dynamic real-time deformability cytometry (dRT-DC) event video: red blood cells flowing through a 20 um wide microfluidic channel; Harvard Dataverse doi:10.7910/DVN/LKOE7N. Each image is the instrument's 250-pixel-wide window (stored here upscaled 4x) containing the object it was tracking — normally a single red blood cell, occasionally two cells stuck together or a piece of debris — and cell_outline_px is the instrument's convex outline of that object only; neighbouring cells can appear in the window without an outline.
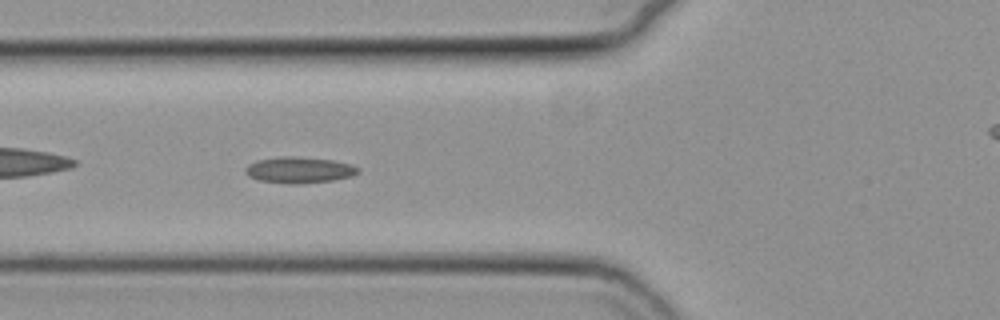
{"species": "common noctule bat (a hibernating species)", "species_latin": "Nyctalus noctula", "temperature_condition": "cold", "stored_images_in_passage": 40, "camera_frame_rate_fps": 3000, "um_per_image_px": 0.085, "animal": {"sex": "female", "body_mass_g": 19.3, "forearm_length_mm": 54.1}, "frame": {"image": 1, "passage_image": 5, "time_ms": 1.333, "image_size_px": [1000, 320], "cell_outline_px": [[360, 172], [352, 176], [332, 180], [296, 184], [288, 184], [260, 180], [248, 176], [244, 172], [244, 168], [248, 164], [256, 160], [284, 156], [292, 156], [332, 160], [352, 164], [360, 168]], "centroid_in_image_um": [25.42, 14.44], "position_along_channel_um": 100.4, "area_um2": 17.22}}
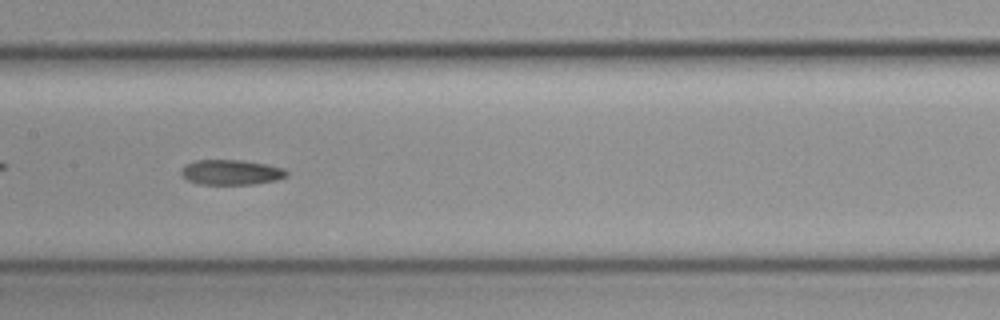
{"frame": {"image": 2, "passage_image": 12, "time_ms": 3.667, "image_size_px": [1000, 320], "cell_outline_px": [[288, 176], [276, 180], [256, 184], [200, 184], [188, 180], [180, 172], [188, 164], [196, 160], [240, 160], [264, 164], [284, 168], [288, 172]], "centroid_in_image_um": [19.7, 14.65], "position_along_channel_um": 187.7, "area_um2": 15.2}}
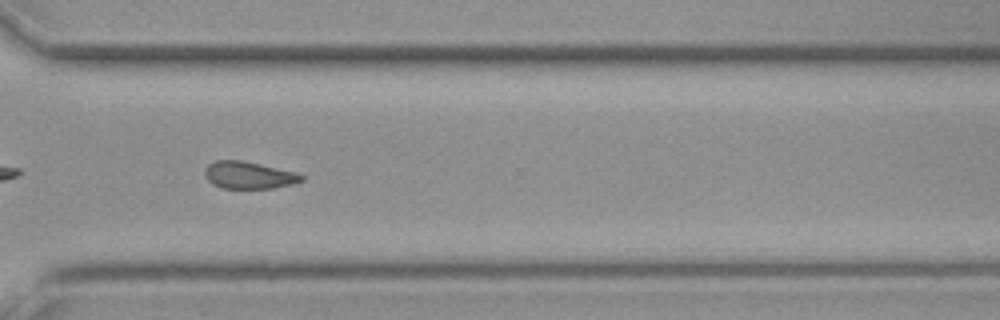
{"frame": {"image": 3, "passage_image": 25, "time_ms": 8.0, "image_size_px": [1000, 320], "cell_outline_px": [[304, 180], [292, 184], [272, 188], [224, 188], [212, 184], [204, 176], [204, 168], [208, 164], [216, 160], [240, 160], [260, 164], [296, 172], [304, 176]], "centroid_in_image_um": [21.12, 14.88], "position_along_channel_um": 349.5, "area_um2": 15.32}}